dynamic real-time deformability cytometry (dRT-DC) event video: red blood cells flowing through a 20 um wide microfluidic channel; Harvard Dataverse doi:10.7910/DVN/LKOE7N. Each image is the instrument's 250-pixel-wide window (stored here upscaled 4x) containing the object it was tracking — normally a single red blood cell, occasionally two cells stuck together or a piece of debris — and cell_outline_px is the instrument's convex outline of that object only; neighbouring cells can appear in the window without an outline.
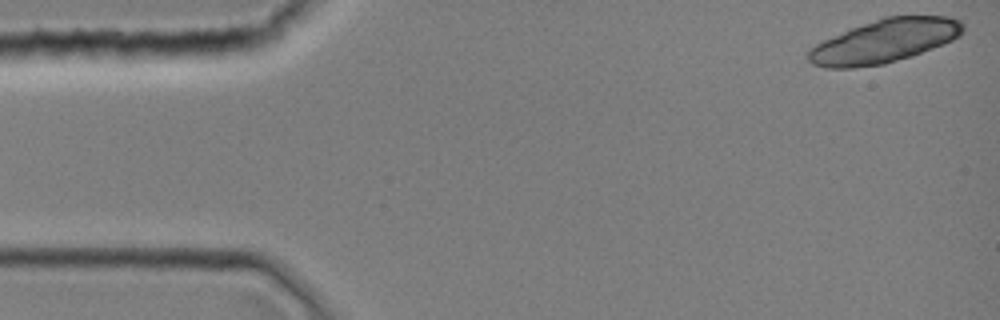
{"species": "common noctule bat (a hibernating species)", "species_latin": "Nyctalus noctula", "temperature_condition": "room temperature", "stored_images_in_passage": 11, "camera_frame_rate_fps": 3000, "um_per_image_px": 0.085, "animal": {"sex": "female", "body_mass_g": 19.0, "forearm_length_mm": 51.5}, "frame": {"image": 1, "passage_image": 1, "time_ms": 0.0, "image_size_px": [1000, 320], "cell_outline_px": [[964, 32], [960, 36], [944, 44], [912, 56], [884, 64], [852, 68], [824, 68], [812, 64], [808, 60], [808, 52], [816, 44], [824, 40], [852, 28], [884, 16], [948, 16], [960, 20], [964, 24]], "centroid_in_image_um": [75.22, 3.5], "position_along_channel_um": 9.8, "area_um2": 39.07}}